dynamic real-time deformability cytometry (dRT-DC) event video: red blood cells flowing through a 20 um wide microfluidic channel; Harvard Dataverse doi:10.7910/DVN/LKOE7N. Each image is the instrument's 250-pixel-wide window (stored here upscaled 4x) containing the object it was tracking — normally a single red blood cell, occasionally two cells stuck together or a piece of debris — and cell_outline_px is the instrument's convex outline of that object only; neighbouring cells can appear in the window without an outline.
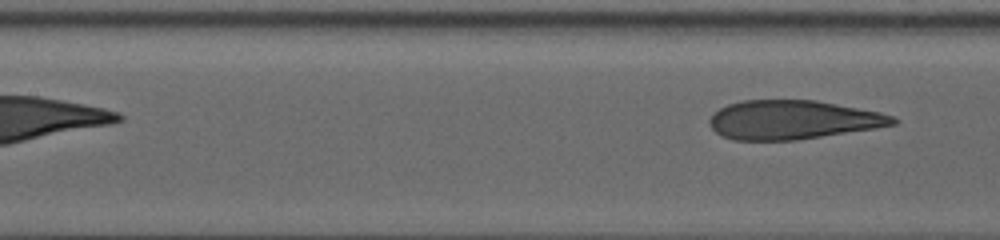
{"species": "human", "species_latin": "Homo sapiens", "temperature_condition": "warm", "stored_images_in_passage": 8, "segment_of_instrument_passage": [2, 2], "camera_frame_rate_fps": 3000, "um_per_image_px": 0.085, "donor": {"sex": "female"}, "frame": {"image": 1, "passage_image": 8, "time_ms": 6.0, "image_size_px": [1000, 240], "cell_outline_px": [[900, 120], [896, 124], [876, 128], [796, 140], [736, 140], [724, 136], [716, 132], [712, 128], [708, 120], [712, 112], [728, 104], [740, 100], [816, 100], [880, 112], [892, 116]], "centroid_in_image_um": [67.37, 10.18], "position_along_channel_um": 140.0, "area_um2": 41.62}}